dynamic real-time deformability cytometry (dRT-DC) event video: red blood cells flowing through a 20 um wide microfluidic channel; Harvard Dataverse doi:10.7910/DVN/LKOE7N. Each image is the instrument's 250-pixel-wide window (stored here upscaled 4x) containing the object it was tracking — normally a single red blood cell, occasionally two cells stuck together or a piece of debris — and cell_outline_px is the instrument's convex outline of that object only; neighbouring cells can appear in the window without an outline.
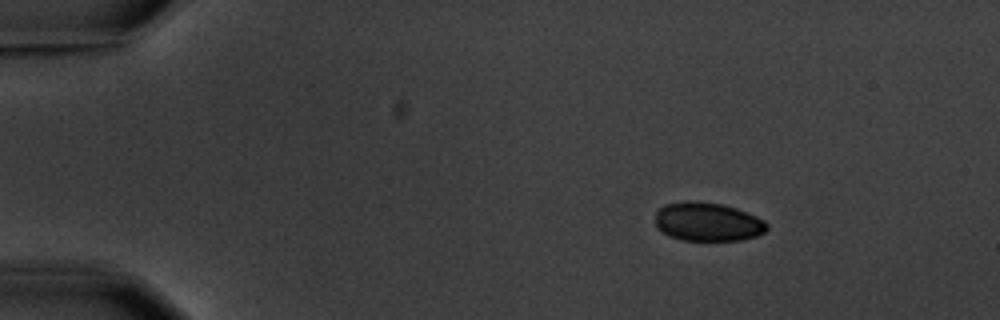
{"species": "common noctule bat (a hibernating species)", "species_latin": "Nyctalus noctula", "temperature_condition": "warm", "stored_images_in_passage": 8, "camera_frame_rate_fps": 3000, "um_per_image_px": 0.085, "animal": {"sex": "male", "body_mass_g": 20.1, "forearm_length_mm": 53.5}, "frame": {"image": 1, "passage_image": 2, "time_ms": 1.333, "image_size_px": [1000, 320], "cell_outline_px": [[768, 228], [764, 232], [756, 236], [740, 240], [680, 240], [668, 236], [656, 228], [656, 208], [664, 204], [692, 200], [696, 200], [724, 204], [736, 208], [756, 216], [764, 220], [768, 224]], "centroid_in_image_um": [60.12, 18.84], "position_along_channel_um": 24.9, "area_um2": 25.55}}
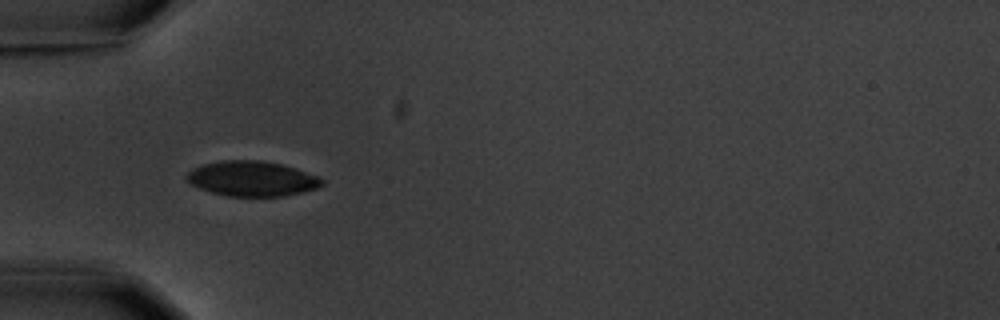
{"frame": {"image": 2, "passage_image": 5, "time_ms": 4.667, "image_size_px": [1000, 320], "cell_outline_px": [[324, 184], [316, 188], [304, 192], [284, 196], [228, 196], [212, 192], [200, 188], [184, 180], [184, 176], [192, 168], [204, 164], [220, 160], [260, 160], [280, 164], [296, 168], [320, 176], [324, 180]], "centroid_in_image_um": [21.43, 15.18], "position_along_channel_um": 63.6, "area_um2": 27.86}}